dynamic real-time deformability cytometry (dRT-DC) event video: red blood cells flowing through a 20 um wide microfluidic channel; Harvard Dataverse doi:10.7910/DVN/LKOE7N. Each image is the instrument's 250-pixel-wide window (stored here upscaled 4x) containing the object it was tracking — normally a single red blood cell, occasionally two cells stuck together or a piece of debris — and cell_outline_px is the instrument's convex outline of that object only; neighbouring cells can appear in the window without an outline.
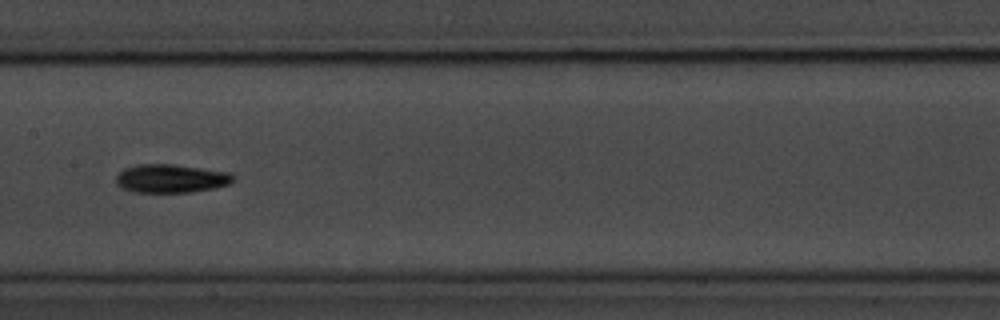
{"species": "common noctule bat (a hibernating species)", "species_latin": "Nyctalus noctula", "temperature_condition": "room temperature", "stored_images_in_passage": 42, "camera_frame_rate_fps": 3000, "um_per_image_px": 0.085, "animal": {"sex": "male", "body_mass_g": 20.1, "forearm_length_mm": 53.5}, "frame": {"image": 1, "passage_image": 13, "time_ms": 4.0, "image_size_px": [1000, 320], "cell_outline_px": [[232, 180], [228, 184], [212, 188], [192, 192], [132, 192], [116, 184], [116, 176], [124, 168], [136, 164], [172, 164], [232, 172]], "centroid_in_image_um": [14.5, 15.16], "position_along_channel_um": 192.9, "area_um2": 19.36}, "authors_computed_cell_mechanics": {"area_um2": 18.2359, "velocity_mm_per_s": 3.6433, "shape_relaxation_time_tau1_ms": 2.5061, "shape_relaxation_time_tau2_ms": 5.7943, "deformation_change_tau1": 0.1142, "deformation_change_tau2": 0.1132}}